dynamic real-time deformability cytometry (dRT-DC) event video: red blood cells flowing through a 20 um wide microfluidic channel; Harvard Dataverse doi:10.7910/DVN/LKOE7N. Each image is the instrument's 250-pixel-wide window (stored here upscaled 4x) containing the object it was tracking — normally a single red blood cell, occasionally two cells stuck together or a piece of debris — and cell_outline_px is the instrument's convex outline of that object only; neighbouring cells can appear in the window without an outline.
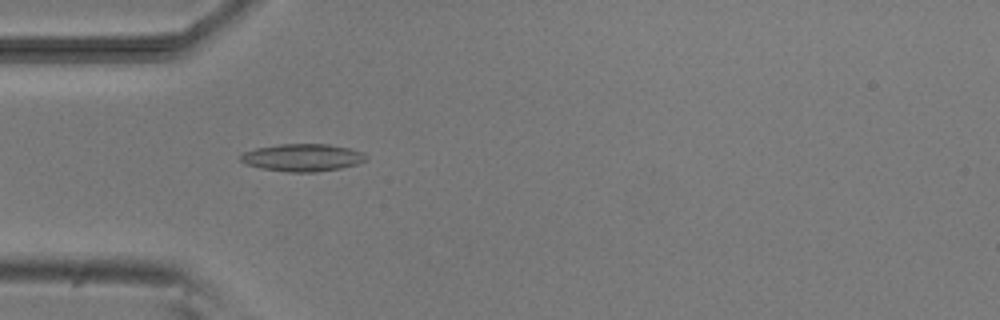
{"species": "common noctule bat (a hibernating species)", "species_latin": "Nyctalus noctula", "temperature_condition": "room temperature", "stored_images_in_passage": 4, "camera_frame_rate_fps": 3000, "um_per_image_px": 0.085, "animal": {"sex": "male", "body_mass_g": 20.5, "forearm_length_mm": 52.5}, "frame": {"image": 1, "passage_image": 4, "time_ms": 4.0, "image_size_px": [1000, 320], "cell_outline_px": [[368, 160], [356, 164], [340, 168], [316, 172], [288, 172], [260, 168], [244, 164], [240, 160], [240, 156], [244, 152], [256, 148], [280, 144], [328, 144], [352, 148], [364, 152], [368, 156]], "centroid_in_image_um": [25.74, 13.39], "position_along_channel_um": 59.3, "area_um2": 20.29}}